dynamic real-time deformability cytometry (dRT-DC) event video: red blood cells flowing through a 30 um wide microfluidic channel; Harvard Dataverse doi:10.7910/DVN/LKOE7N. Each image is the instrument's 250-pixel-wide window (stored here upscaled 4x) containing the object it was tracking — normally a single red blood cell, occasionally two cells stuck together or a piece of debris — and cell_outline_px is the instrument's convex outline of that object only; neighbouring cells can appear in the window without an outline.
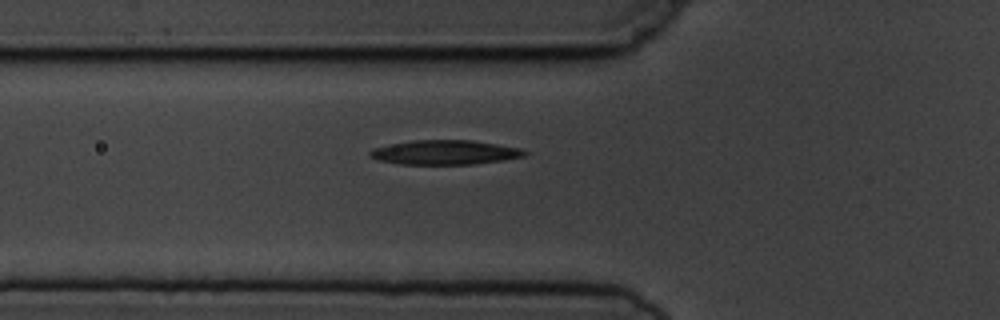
{"species": "common noctule bat (a hibernating species)", "species_latin": "Nyctalus noctula", "temperature_condition": "cold", "stored_images_in_passage": 7, "camera_frame_rate_fps": 3000, "um_per_image_px": 0.085, "animal": {"sex": "male", "body_mass_g": 19.5, "forearm_length_mm": 54.6}, "frame": {"image": 1, "passage_image": 7, "time_ms": 6.667, "image_size_px": [1000, 320], "cell_outline_px": [[528, 152], [524, 156], [504, 160], [472, 164], [400, 164], [380, 160], [368, 156], [368, 152], [372, 148], [388, 144], [416, 140], [472, 140], [520, 148]], "centroid_in_image_um": [37.79, 12.95], "position_along_channel_um": 88.0, "area_um2": 21.96}}